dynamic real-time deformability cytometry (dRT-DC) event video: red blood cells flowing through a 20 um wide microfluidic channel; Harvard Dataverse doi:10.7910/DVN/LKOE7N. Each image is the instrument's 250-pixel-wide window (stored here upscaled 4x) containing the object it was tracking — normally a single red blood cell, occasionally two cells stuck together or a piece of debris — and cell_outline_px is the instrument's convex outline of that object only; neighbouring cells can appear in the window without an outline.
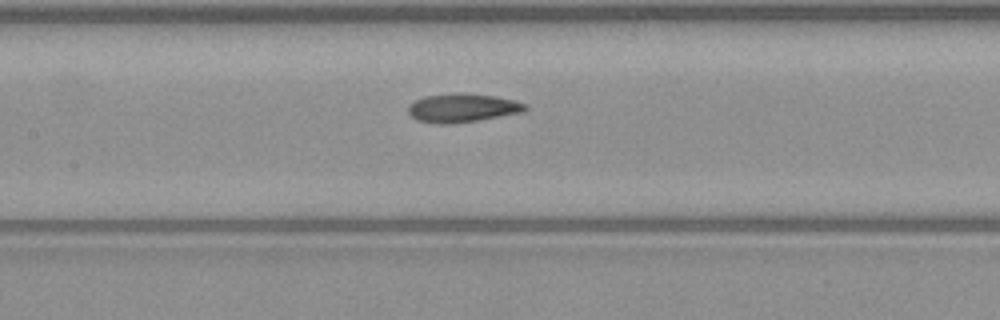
{"species": "common noctule bat (a hibernating species)", "species_latin": "Nyctalus noctula", "temperature_condition": "warm", "stored_images_in_passage": 6, "camera_frame_rate_fps": 3000, "um_per_image_px": 0.085, "animal": {"sex": "male", "body_mass_g": 23.1, "forearm_length_mm": 52.7}, "frame": {"image": 1, "passage_image": 6, "time_ms": 7.333, "image_size_px": [1000, 320], "cell_outline_px": [[528, 108], [524, 112], [480, 120], [448, 124], [432, 124], [416, 120], [408, 112], [408, 104], [424, 96], [460, 92], [464, 92], [496, 96], [528, 104]], "centroid_in_image_um": [39.3, 9.17], "position_along_channel_um": 168.1, "area_um2": 19.88}}